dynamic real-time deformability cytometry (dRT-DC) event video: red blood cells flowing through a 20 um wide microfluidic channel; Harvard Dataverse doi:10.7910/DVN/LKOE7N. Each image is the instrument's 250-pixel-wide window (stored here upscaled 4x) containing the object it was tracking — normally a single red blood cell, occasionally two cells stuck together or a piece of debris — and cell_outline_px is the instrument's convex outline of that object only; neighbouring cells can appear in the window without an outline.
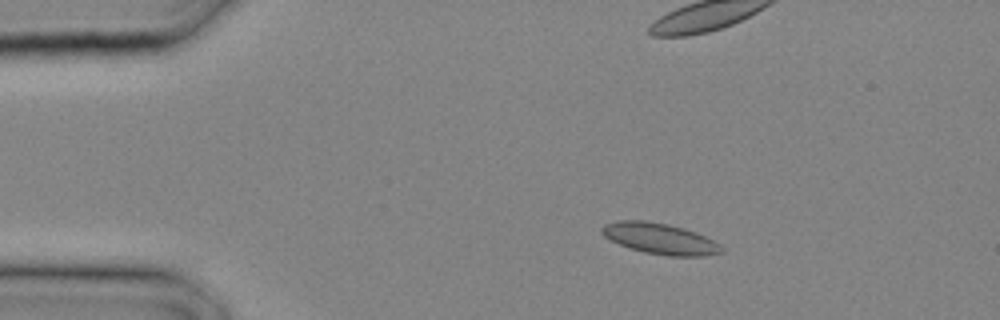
{"species": "common noctule bat (a hibernating species)", "species_latin": "Nyctalus noctula", "temperature_condition": "cold", "stored_images_in_passage": 27, "camera_frame_rate_fps": 3000, "um_per_image_px": 0.085, "animal": {"sex": "male", "body_mass_g": 20.4}, "frame": {"image": 1, "passage_image": 5, "time_ms": 1.333, "image_size_px": [1000, 320], "cell_outline_px": [[724, 252], [704, 256], [668, 256], [644, 252], [620, 244], [604, 236], [600, 232], [600, 228], [604, 224], [616, 220], [644, 220], [668, 224], [684, 228], [696, 232], [720, 244], [724, 248]], "centroid_in_image_um": [56.1, 20.27], "position_along_channel_um": 28.9, "area_um2": 21.62}}